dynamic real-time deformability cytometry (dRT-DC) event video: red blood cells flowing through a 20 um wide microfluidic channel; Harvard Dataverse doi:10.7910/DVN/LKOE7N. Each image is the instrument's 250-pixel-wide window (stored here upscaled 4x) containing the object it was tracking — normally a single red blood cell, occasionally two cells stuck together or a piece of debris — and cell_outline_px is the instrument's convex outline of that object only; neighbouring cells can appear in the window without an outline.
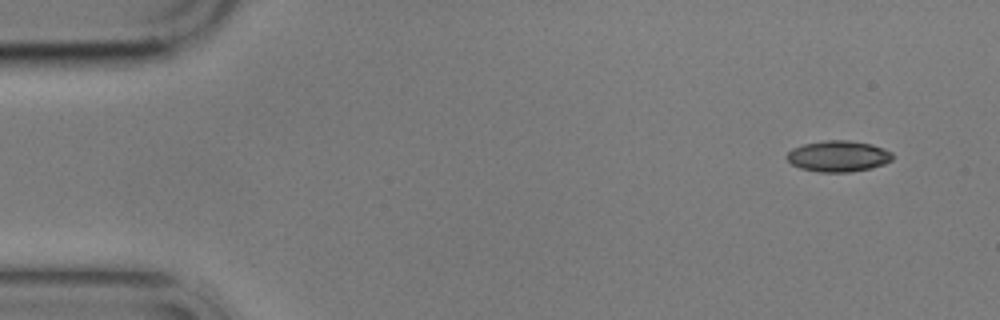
{"species": "common noctule bat (a hibernating species)", "species_latin": "Nyctalus noctula", "temperature_condition": "cold", "stored_images_in_passage": 10, "camera_frame_rate_fps": 3000, "um_per_image_px": 0.085, "animal": {"sex": "male", "body_mass_g": 17.9}, "frame": {"image": 1, "passage_image": 1, "time_ms": 0.0, "image_size_px": [1000, 320], "cell_outline_px": [[892, 160], [884, 164], [872, 168], [848, 172], [816, 172], [800, 168], [792, 164], [784, 156], [792, 148], [804, 144], [824, 140], [848, 140], [872, 144], [884, 148], [892, 152]], "centroid_in_image_um": [71.24, 13.27], "position_along_channel_um": 13.8, "area_um2": 19.31}}
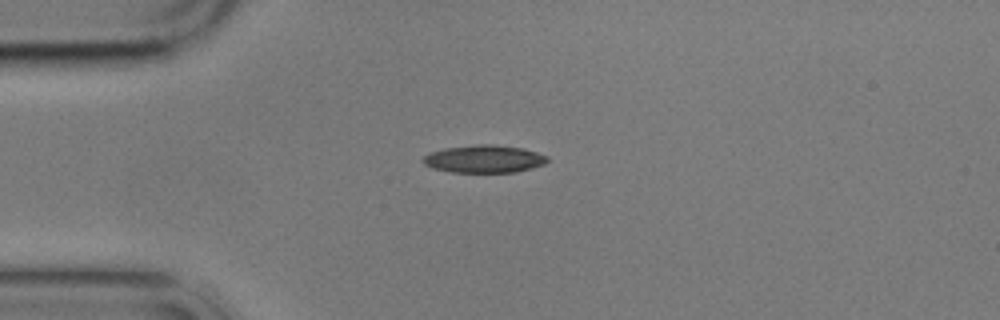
{"frame": {"image": 2, "passage_image": 4, "time_ms": 3.333, "image_size_px": [1000, 320], "cell_outline_px": [[548, 160], [544, 164], [532, 168], [516, 172], [452, 172], [432, 168], [424, 164], [420, 160], [428, 152], [444, 148], [476, 144], [492, 144], [524, 148], [548, 156]], "centroid_in_image_um": [41.12, 13.5], "position_along_channel_um": 43.9, "area_um2": 20.23}}
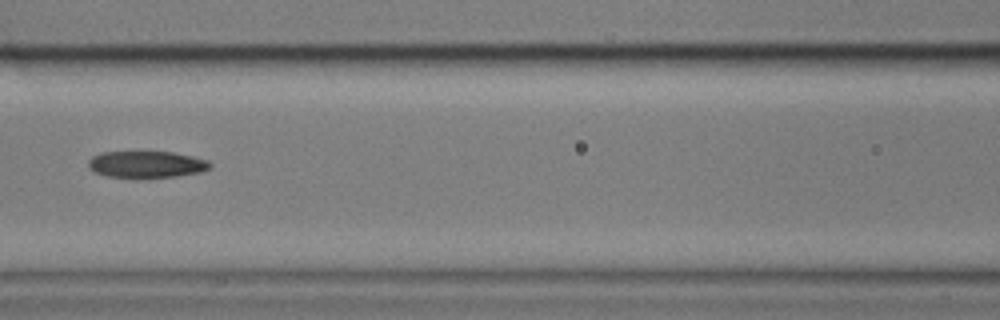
{"frame": {"image": 3, "passage_image": 7, "time_ms": 7.0, "image_size_px": [1000, 320], "cell_outline_px": [[212, 168], [200, 172], [176, 176], [136, 180], [104, 176], [92, 172], [88, 168], [88, 160], [92, 156], [100, 152], [172, 152], [192, 156], [208, 160], [212, 164]], "centroid_in_image_um": [12.4, 14.01], "position_along_channel_um": 154.2, "area_um2": 19.77}}